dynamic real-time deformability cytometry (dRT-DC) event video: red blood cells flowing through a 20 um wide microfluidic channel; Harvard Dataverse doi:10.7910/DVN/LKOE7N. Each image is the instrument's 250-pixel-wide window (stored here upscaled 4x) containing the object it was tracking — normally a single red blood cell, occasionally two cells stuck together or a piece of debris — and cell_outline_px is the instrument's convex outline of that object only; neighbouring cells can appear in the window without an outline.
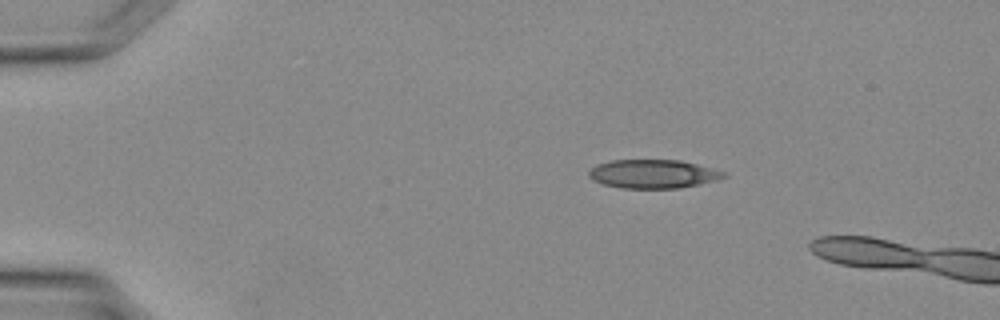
{"species": "Egyptian fruit bat (a non-hibernating species)", "species_latin": "Rousettus aegyptiacus", "temperature_condition": "warm", "stored_images_in_passage": 4, "camera_frame_rate_fps": 3000, "um_per_image_px": 0.085, "animal": {"sex": "female"}, "frame": {"image": 1, "passage_image": 1, "time_ms": 0.0, "image_size_px": [1000, 320], "cell_outline_px": [[728, 176], [716, 180], [700, 184], [680, 188], [620, 188], [604, 184], [592, 180], [588, 176], [588, 172], [596, 164], [612, 160], [680, 160], [712, 168], [724, 172]], "centroid_in_image_um": [55.5, 14.78], "position_along_channel_um": 29.5, "area_um2": 22.54}}